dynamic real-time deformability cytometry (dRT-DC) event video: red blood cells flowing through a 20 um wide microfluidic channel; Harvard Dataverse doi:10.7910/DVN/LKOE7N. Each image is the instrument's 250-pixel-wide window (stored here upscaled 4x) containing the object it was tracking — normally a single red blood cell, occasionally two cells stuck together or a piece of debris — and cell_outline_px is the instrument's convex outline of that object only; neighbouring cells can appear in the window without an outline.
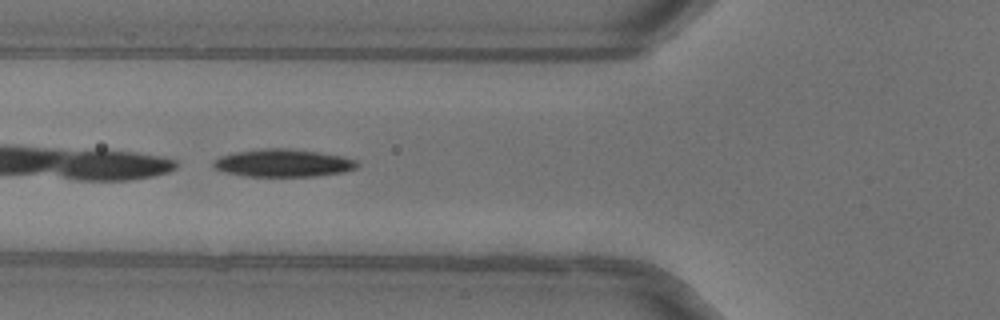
{"species": "common noctule bat (a hibernating species)", "species_latin": "Nyctalus noctula", "temperature_condition": "warm", "stored_images_in_passage": 40, "camera_frame_rate_fps": 3000, "um_per_image_px": 0.085, "animal": {"sex": "female"}, "frame": {"image": 1, "passage_image": 13, "time_ms": 4.0, "image_size_px": [1000, 320], "cell_outline_px": [[360, 164], [356, 168], [344, 172], [316, 176], [244, 176], [224, 172], [212, 168], [212, 160], [220, 156], [236, 152], [264, 148], [288, 148], [320, 152], [344, 156], [356, 160]], "centroid_in_image_um": [24.06, 13.85], "position_along_channel_um": 101.7, "area_um2": 23.47}, "authors_computed_cell_mechanics": {"area_um2": 24.2471, "velocity_mm_per_s": 4.0259, "shape_relaxation_time_tau1_ms": 1.3371, "shape_relaxation_time_tau2_ms": null, "deformation_change_tau1": 0.2945, "deformation_change_tau2": null}}